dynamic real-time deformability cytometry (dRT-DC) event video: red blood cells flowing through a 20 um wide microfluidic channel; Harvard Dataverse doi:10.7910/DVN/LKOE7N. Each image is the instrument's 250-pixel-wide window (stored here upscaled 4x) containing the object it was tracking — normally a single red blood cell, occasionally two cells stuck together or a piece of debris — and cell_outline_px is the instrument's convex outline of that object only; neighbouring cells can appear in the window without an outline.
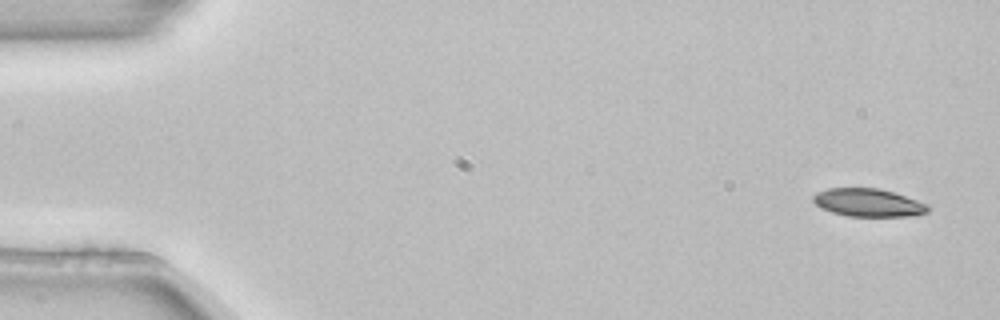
{"species": "common noctule bat (a hibernating species)", "species_latin": "Nyctalus noctula", "temperature_condition": "room temperature", "stored_images_in_passage": 4, "camera_frame_rate_fps": 3000, "um_per_image_px": 0.085, "animal": {"sex": "female", "body_mass_g": 22.7, "forearm_length_mm": 54.2}, "frame": {"image": 1, "passage_image": 1, "time_ms": 0.0, "image_size_px": [1000, 320], "cell_outline_px": [[932, 208], [928, 212], [916, 216], [848, 216], [832, 212], [820, 208], [812, 200], [812, 196], [816, 192], [828, 188], [880, 188], [928, 204]], "centroid_in_image_um": [73.81, 17.23], "position_along_channel_um": 11.2, "area_um2": 18.84}}
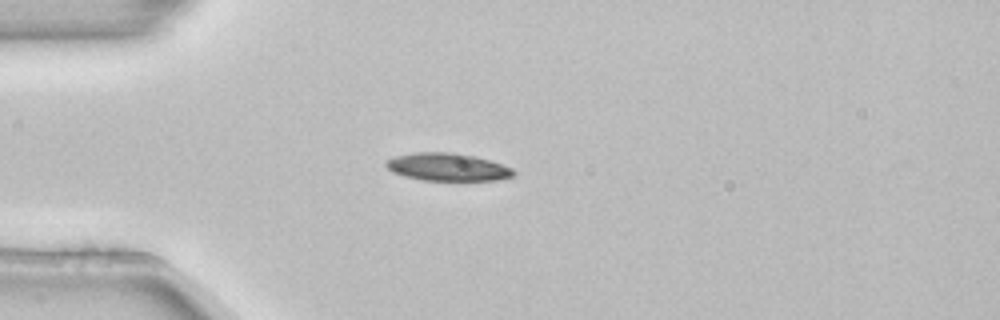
{"frame": {"image": 2, "passage_image": 4, "time_ms": 1.0, "image_size_px": [1000, 320], "cell_outline_px": [[516, 176], [496, 180], [420, 180], [404, 176], [392, 172], [384, 164], [384, 160], [396, 156], [416, 152], [452, 152], [472, 156], [488, 160], [512, 168], [516, 172]], "centroid_in_image_um": [38.01, 14.2], "position_along_channel_um": 47.0, "area_um2": 20.58}}